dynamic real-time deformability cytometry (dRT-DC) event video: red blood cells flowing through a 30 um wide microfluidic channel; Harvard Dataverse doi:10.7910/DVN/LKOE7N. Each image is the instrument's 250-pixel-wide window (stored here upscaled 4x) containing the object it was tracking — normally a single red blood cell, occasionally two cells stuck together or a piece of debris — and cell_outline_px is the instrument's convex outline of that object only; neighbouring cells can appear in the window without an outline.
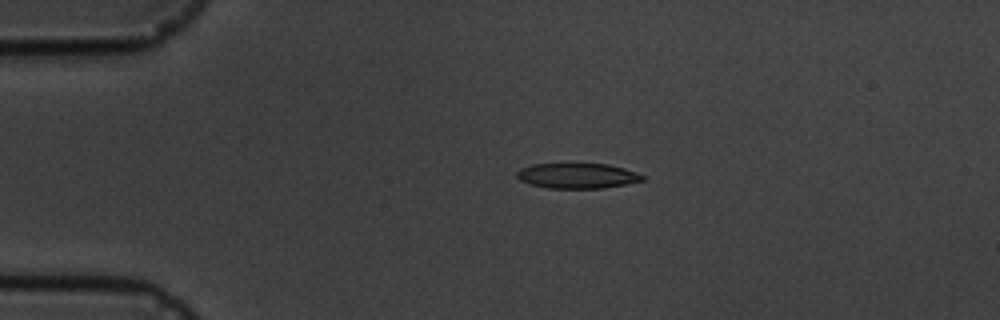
{"species": "common noctule bat (a hibernating species)", "species_latin": "Nyctalus noctula", "temperature_condition": "cold", "stored_images_in_passage": 2, "camera_frame_rate_fps": 3000, "um_per_image_px": 0.085, "animal": {"sex": "male", "body_mass_g": 19.5, "forearm_length_mm": 54.6}, "frame": {"image": 1, "passage_image": 1, "time_ms": 0.0, "image_size_px": [1000, 320], "cell_outline_px": [[644, 180], [604, 188], [548, 188], [528, 184], [520, 180], [516, 176], [516, 172], [520, 168], [532, 164], [608, 164], [624, 168], [636, 172], [644, 176]], "centroid_in_image_um": [49.03, 14.94], "position_along_channel_um": 36.0, "area_um2": 18.44}}